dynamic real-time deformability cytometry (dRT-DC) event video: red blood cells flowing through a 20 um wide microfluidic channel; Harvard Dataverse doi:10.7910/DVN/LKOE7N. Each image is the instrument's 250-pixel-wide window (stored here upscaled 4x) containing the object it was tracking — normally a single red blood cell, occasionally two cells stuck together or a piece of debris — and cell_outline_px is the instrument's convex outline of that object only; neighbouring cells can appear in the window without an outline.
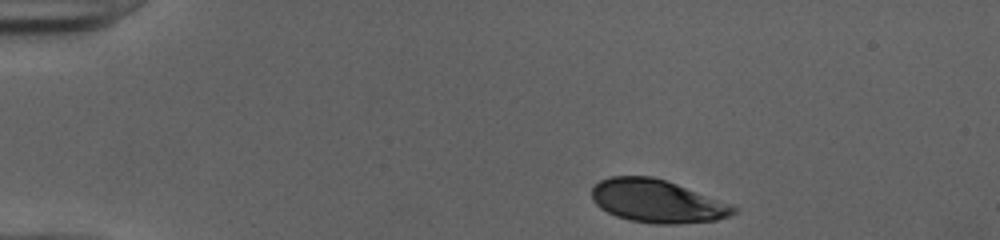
{"species": "human", "species_latin": "Homo sapiens", "temperature_condition": "cold", "stored_images_in_passage": 37, "camera_frame_rate_fps": 3000, "um_per_image_px": 0.085, "donor": {"sex": "female"}, "frame": {"image": 1, "passage_image": 1, "time_ms": 0.0, "image_size_px": [1000, 240], "cell_outline_px": [[740, 208], [736, 212], [728, 216], [716, 220], [672, 224], [656, 224], [628, 220], [616, 216], [600, 208], [592, 200], [592, 188], [600, 180], [612, 176], [652, 176], [676, 184], [732, 204]], "centroid_in_image_um": [55.85, 17.1], "position_along_channel_um": 29.1, "area_um2": 35.37}}
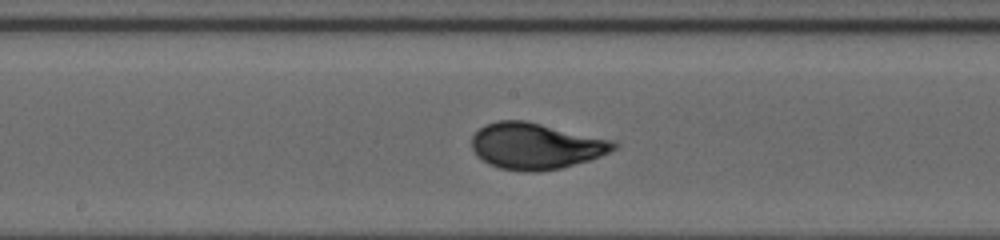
{"frame": {"image": 2, "passage_image": 20, "time_ms": 6.333, "image_size_px": [1000, 240], "cell_outline_px": [[620, 144], [616, 148], [600, 156], [588, 160], [560, 168], [536, 172], [524, 172], [500, 168], [488, 164], [476, 156], [472, 148], [472, 136], [484, 124], [496, 120], [524, 120], [616, 140]], "centroid_in_image_um": [45.54, 12.4], "position_along_channel_um": 202.7, "area_um2": 38.55}}
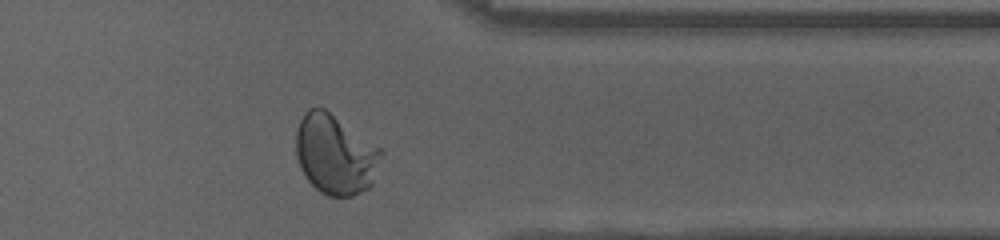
{"frame": {"image": 3, "passage_image": 34, "time_ms": 11.0, "image_size_px": [1000, 240], "cell_outline_px": [[384, 152], [372, 184], [368, 188], [352, 196], [328, 196], [320, 192], [308, 180], [300, 168], [296, 156], [296, 132], [300, 120], [304, 112], [308, 108], [324, 108], [384, 148]], "centroid_in_image_um": [28.53, 13.11], "position_along_channel_um": 382.9, "area_um2": 40.06}, "authors_computed_cell_mechanics": {"area_um2": 36.8764, "velocity_mm_per_s": 3.981, "shape_relaxation_time_tau1_ms": 3.5957, "shape_relaxation_time_tau2_ms": null, "deformation_change_tau1": 0.1605, "deformation_change_tau2": null}}